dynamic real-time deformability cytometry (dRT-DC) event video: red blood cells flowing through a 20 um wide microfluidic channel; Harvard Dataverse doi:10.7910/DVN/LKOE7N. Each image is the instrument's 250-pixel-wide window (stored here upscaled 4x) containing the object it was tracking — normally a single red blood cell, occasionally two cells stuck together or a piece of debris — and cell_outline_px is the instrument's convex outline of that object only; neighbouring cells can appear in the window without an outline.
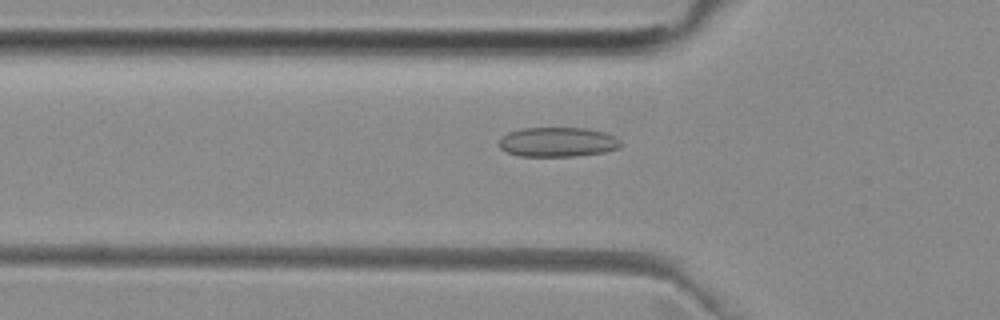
{"species": "common noctule bat (a hibernating species)", "species_latin": "Nyctalus noctula", "temperature_condition": "room temperature", "stored_images_in_passage": 46, "camera_frame_rate_fps": 3000, "um_per_image_px": 0.085, "animal": {"sex": "female", "body_mass_g": 29.2, "forearm_length_mm": 56.3}, "frame": {"image": 1, "passage_image": 12, "time_ms": 3.667, "image_size_px": [1000, 320], "cell_outline_px": [[624, 144], [620, 148], [604, 152], [576, 156], [520, 156], [504, 152], [500, 148], [500, 136], [508, 132], [524, 128], [588, 128], [604, 132], [616, 136]], "centroid_in_image_um": [47.43, 12.07], "position_along_channel_um": 78.4, "area_um2": 21.27}}
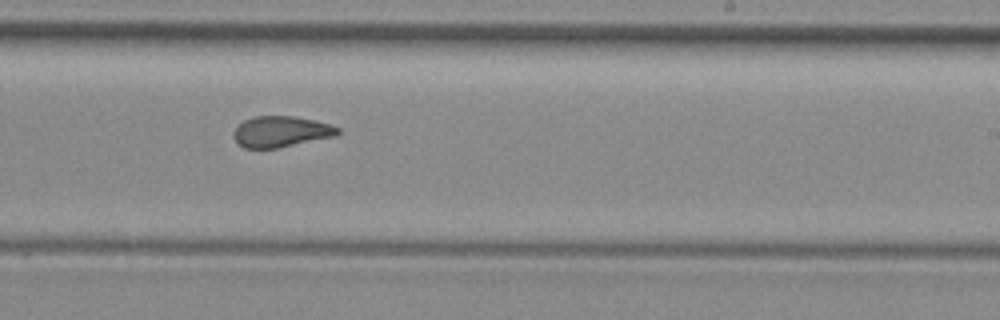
{"frame": {"image": 2, "passage_image": 26, "time_ms": 8.333, "image_size_px": [1000, 320], "cell_outline_px": [[340, 132], [336, 136], [276, 148], [244, 148], [232, 136], [232, 132], [244, 120], [252, 116], [292, 116], [316, 120], [340, 128]], "centroid_in_image_um": [23.88, 11.18], "position_along_channel_um": 265.1, "area_um2": 18.73}}
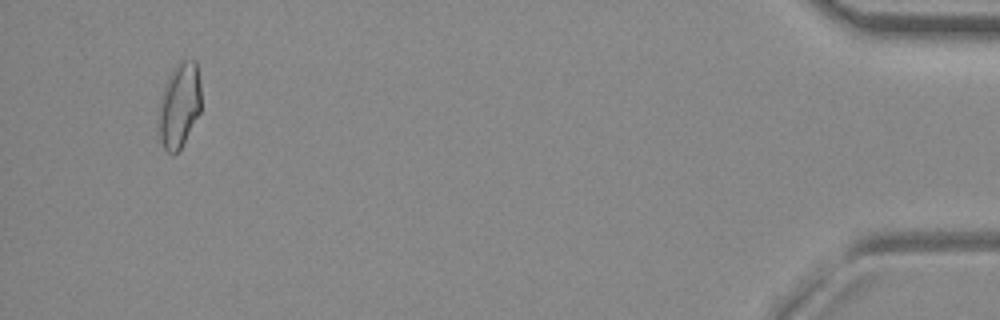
{"frame": {"image": 3, "passage_image": 44, "time_ms": 14.333, "image_size_px": [1000, 320], "cell_outline_px": [[200, 112], [180, 148], [172, 156], [164, 148], [160, 140], [156, 128], [160, 104], [164, 84], [172, 68], [180, 60], [196, 60], [200, 84]], "centroid_in_image_um": [15.21, 8.94], "position_along_channel_um": 420.0, "area_um2": 21.21}, "authors_computed_cell_mechanics": {"area_um2": 19.4497, "velocity_mm_per_s": 3.994, "shape_relaxation_time_tau1_ms": null, "shape_relaxation_time_tau2_ms": 1.9774, "deformation_change_tau1": null, "deformation_change_tau2": 0.0833}}